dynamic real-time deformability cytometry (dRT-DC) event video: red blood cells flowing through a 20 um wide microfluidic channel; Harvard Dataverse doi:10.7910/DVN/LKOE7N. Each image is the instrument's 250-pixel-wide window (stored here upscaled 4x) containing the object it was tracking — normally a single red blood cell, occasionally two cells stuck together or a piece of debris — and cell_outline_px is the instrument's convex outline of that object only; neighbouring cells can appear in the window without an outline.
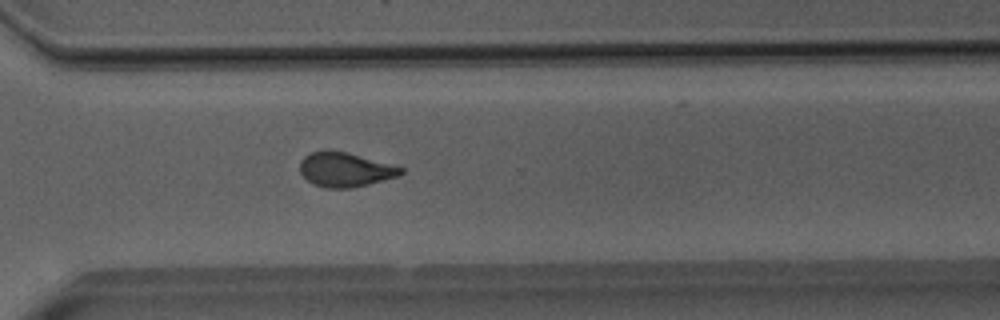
{"species": "Egyptian fruit bat (a non-hibernating species)", "species_latin": "Rousettus aegyptiacus", "temperature_condition": "room temperature", "stored_images_in_passage": 38, "camera_frame_rate_fps": 3000, "um_per_image_px": 0.085, "animal": {"sex": "male"}, "frame": {"image": 1, "passage_image": 33, "time_ms": 10.667, "image_size_px": [1000, 320], "cell_outline_px": [[404, 172], [400, 176], [352, 188], [328, 188], [312, 184], [300, 172], [300, 160], [304, 156], [312, 152], [324, 148], [344, 152], [404, 168]], "centroid_in_image_um": [29.3, 14.41], "position_along_channel_um": 341.3, "area_um2": 20.17}}